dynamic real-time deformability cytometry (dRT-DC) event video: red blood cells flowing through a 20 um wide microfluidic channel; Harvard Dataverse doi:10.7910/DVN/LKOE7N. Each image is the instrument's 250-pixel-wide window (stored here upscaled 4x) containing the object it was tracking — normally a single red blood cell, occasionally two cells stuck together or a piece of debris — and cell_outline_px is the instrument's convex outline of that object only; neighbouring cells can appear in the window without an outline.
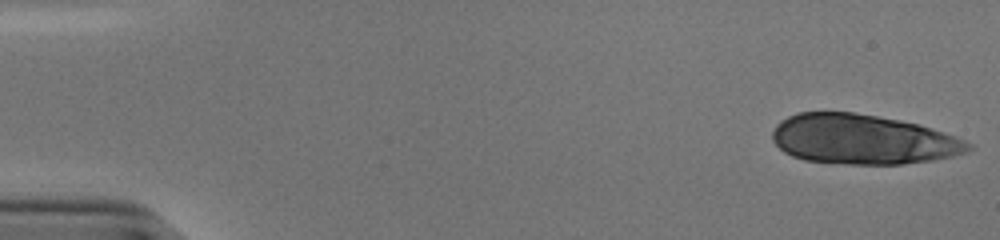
{"species": "human", "species_latin": "Homo sapiens", "temperature_condition": "cold", "stored_images_in_passage": 52, "camera_frame_rate_fps": 3000, "um_per_image_px": 0.085, "donor": {"sex": "male"}, "frame": {"image": 1, "passage_image": 1, "time_ms": 0.0, "image_size_px": [1000, 240], "cell_outline_px": [[976, 148], [968, 152], [952, 156], [932, 160], [900, 164], [848, 164], [804, 160], [792, 156], [784, 152], [772, 140], [772, 132], [776, 124], [780, 120], [788, 116], [800, 112], [852, 112], [900, 120], [916, 124], [944, 132], [964, 140], [972, 144]], "centroid_in_image_um": [73.32, 11.85], "position_along_channel_um": 11.7, "area_um2": 56.82}}
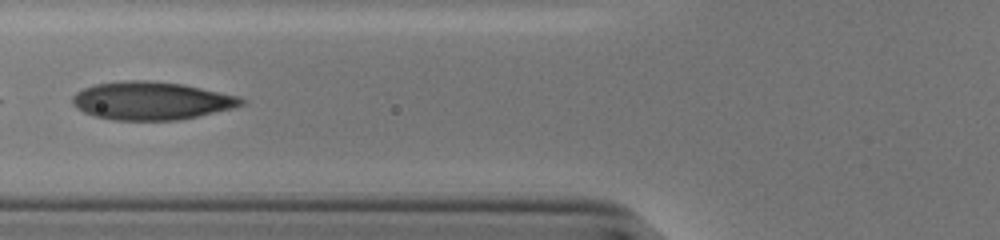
{"frame": {"image": 2, "passage_image": 21, "time_ms": 6.667, "image_size_px": [1000, 240], "cell_outline_px": [[248, 100], [244, 104], [236, 108], [176, 120], [112, 120], [96, 116], [84, 112], [76, 108], [72, 104], [72, 96], [76, 92], [84, 88], [96, 84], [124, 80], [148, 80], [184, 84], [240, 96]], "centroid_in_image_um": [12.9, 8.56], "position_along_channel_um": 112.9, "area_um2": 37.69}}
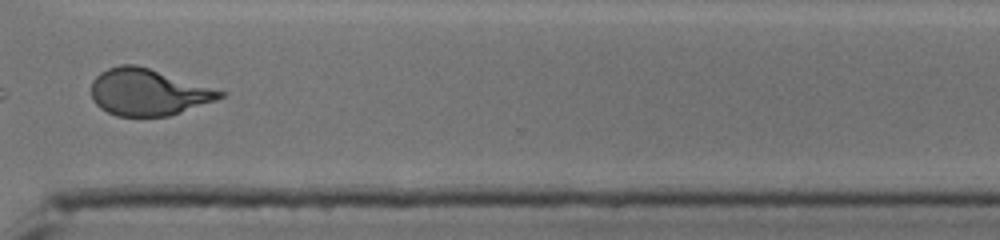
{"frame": {"image": 3, "passage_image": 40, "time_ms": 13.0, "image_size_px": [1000, 240], "cell_outline_px": [[228, 92], [224, 96], [216, 100], [168, 116], [116, 116], [100, 108], [92, 100], [92, 80], [100, 72], [108, 68], [120, 64], [136, 64]], "centroid_in_image_um": [12.58, 7.83], "position_along_channel_um": 358.0, "area_um2": 34.97}, "authors_computed_cell_mechanics": {"area_um2": 36.703, "velocity_mm_per_s": 3.8695, "shape_relaxation_time_tau1_ms": 7.4283, "shape_relaxation_time_tau2_ms": 1.0712, "deformation_change_tau1": 0.2433, "deformation_change_tau2": 0.0901}}